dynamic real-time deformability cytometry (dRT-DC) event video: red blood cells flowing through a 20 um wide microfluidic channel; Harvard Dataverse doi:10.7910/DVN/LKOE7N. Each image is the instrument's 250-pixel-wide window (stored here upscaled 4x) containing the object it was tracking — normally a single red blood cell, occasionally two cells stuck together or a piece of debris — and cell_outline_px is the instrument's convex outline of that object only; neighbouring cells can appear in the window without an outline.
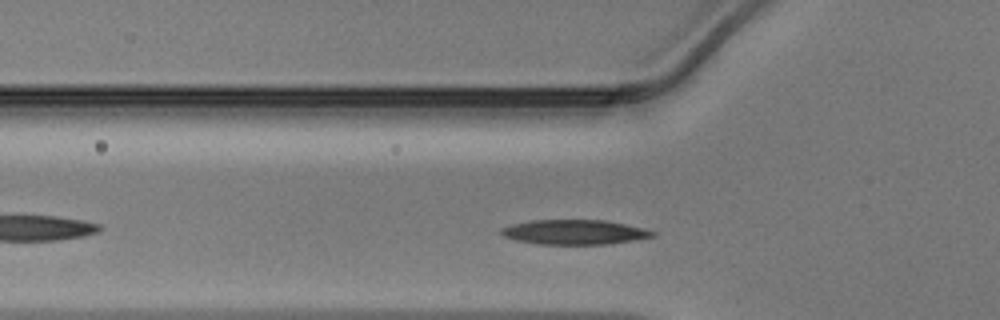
{"species": "Egyptian fruit bat (a non-hibernating species)", "species_latin": "Rousettus aegyptiacus", "temperature_condition": "warm", "stored_images_in_passage": 29, "camera_frame_rate_fps": 3000, "um_per_image_px": 0.085, "animal": {"sex": "male"}, "frame": {"image": 1, "passage_image": 6, "time_ms": 1.667, "image_size_px": [1000, 320], "cell_outline_px": [[656, 236], [608, 244], [536, 244], [516, 240], [504, 236], [500, 232], [500, 228], [512, 224], [532, 220], [604, 220], [644, 228], [656, 232]], "centroid_in_image_um": [48.81, 19.73], "position_along_channel_um": 77.0, "area_um2": 21.73}}
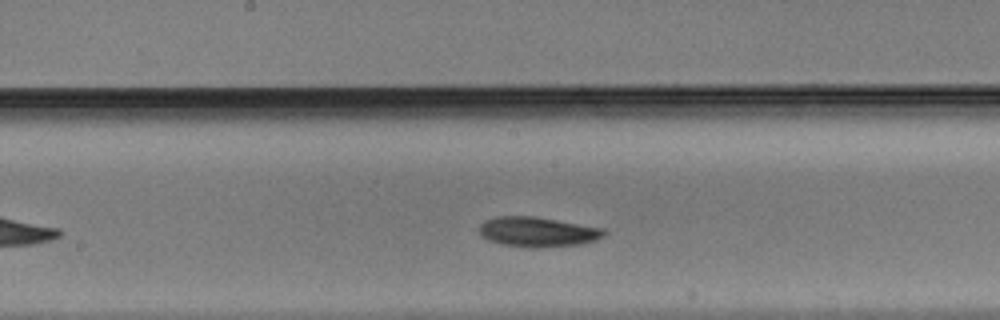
{"frame": {"image": 2, "passage_image": 15, "time_ms": 4.667, "image_size_px": [1000, 320], "cell_outline_px": [[604, 236], [592, 240], [576, 244], [532, 248], [528, 248], [500, 244], [488, 240], [480, 232], [480, 224], [484, 220], [496, 216], [536, 216], [604, 228]], "centroid_in_image_um": [45.64, 19.69], "position_along_channel_um": 202.6, "area_um2": 21.56}}
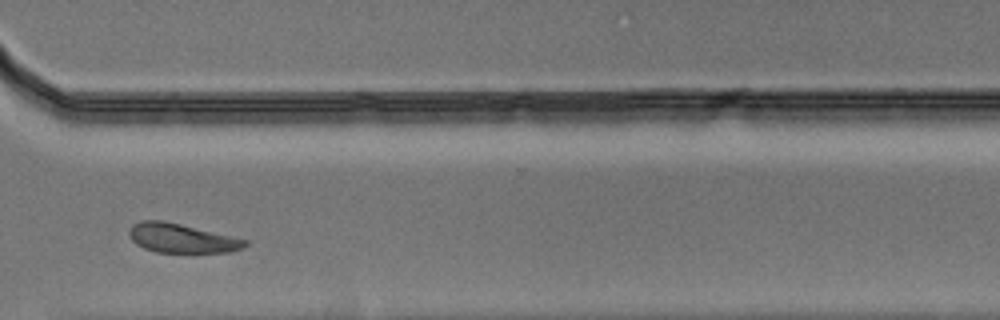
{"frame": {"image": 3, "passage_image": 26, "time_ms": 8.333, "image_size_px": [1000, 320], "cell_outline_px": [[248, 244], [244, 248], [232, 252], [156, 252], [144, 248], [136, 244], [132, 240], [128, 232], [132, 224], [140, 220], [160, 220], [180, 224], [248, 240]], "centroid_in_image_um": [15.43, 20.25], "position_along_channel_um": 355.2, "area_um2": 19.59}}